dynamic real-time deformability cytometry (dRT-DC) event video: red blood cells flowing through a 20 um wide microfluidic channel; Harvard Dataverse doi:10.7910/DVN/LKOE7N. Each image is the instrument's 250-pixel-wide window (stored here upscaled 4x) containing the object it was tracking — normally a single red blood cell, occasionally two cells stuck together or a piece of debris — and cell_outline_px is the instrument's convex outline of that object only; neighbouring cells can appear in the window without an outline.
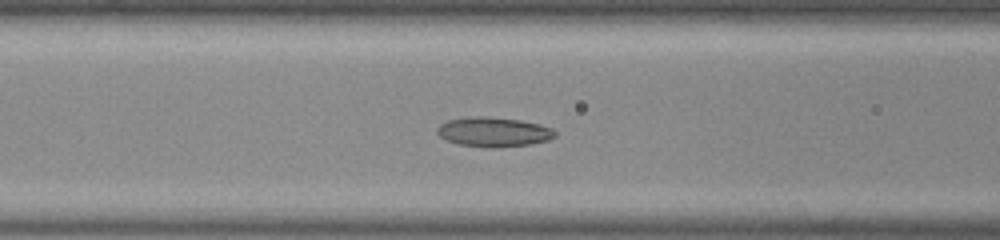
{"species": "common noctule bat (a hibernating species)", "species_latin": "Nyctalus noctula", "temperature_condition": "room temperature", "stored_images_in_passage": 52, "camera_frame_rate_fps": 3000, "um_per_image_px": 0.085, "animal": {"sex": "male", "body_mass_g": 20.0, "forearm_length_mm": 53.3}, "frame": {"image": 1, "passage_image": 22, "time_ms": 7.0, "image_size_px": [1000, 240], "cell_outline_px": [[556, 136], [548, 140], [532, 144], [496, 148], [488, 148], [460, 144], [448, 140], [440, 136], [436, 132], [436, 128], [440, 124], [448, 120], [468, 116], [484, 116], [520, 120], [540, 124], [552, 128], [556, 132]], "centroid_in_image_um": [41.97, 11.21], "position_along_channel_um": 124.6, "area_um2": 20.46}}
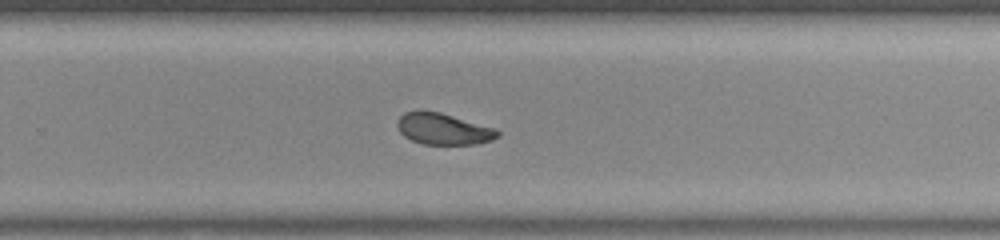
{"frame": {"image": 2, "passage_image": 35, "time_ms": 11.333, "image_size_px": [1000, 240], "cell_outline_px": [[500, 136], [492, 140], [476, 144], [424, 144], [412, 140], [404, 136], [400, 132], [396, 124], [400, 116], [404, 112], [440, 112], [496, 128], [500, 132]], "centroid_in_image_um": [37.72, 10.97], "position_along_channel_um": 292.1, "area_um2": 18.15}}
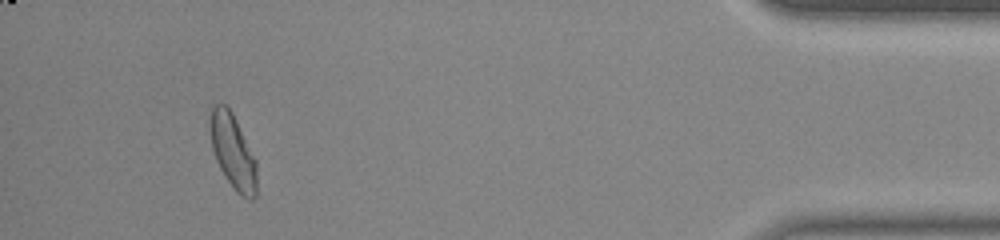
{"frame": {"image": 3, "passage_image": 49, "time_ms": 16.0, "image_size_px": [1000, 240], "cell_outline_px": [[256, 196], [252, 200], [248, 200], [236, 192], [220, 168], [216, 160], [212, 148], [208, 120], [208, 116], [212, 104], [224, 104], [232, 112], [256, 160]], "centroid_in_image_um": [19.77, 12.85], "position_along_channel_um": 415.4, "area_um2": 20.35}, "authors_computed_cell_mechanics": {"area_um2": 19.9699, "velocity_mm_per_s": 3.881, "shape_relaxation_time_tau1_ms": 9.6635, "shape_relaxation_time_tau2_ms": 1.7694, "deformation_change_tau1": 0.2152, "deformation_change_tau2": 0.0792}}